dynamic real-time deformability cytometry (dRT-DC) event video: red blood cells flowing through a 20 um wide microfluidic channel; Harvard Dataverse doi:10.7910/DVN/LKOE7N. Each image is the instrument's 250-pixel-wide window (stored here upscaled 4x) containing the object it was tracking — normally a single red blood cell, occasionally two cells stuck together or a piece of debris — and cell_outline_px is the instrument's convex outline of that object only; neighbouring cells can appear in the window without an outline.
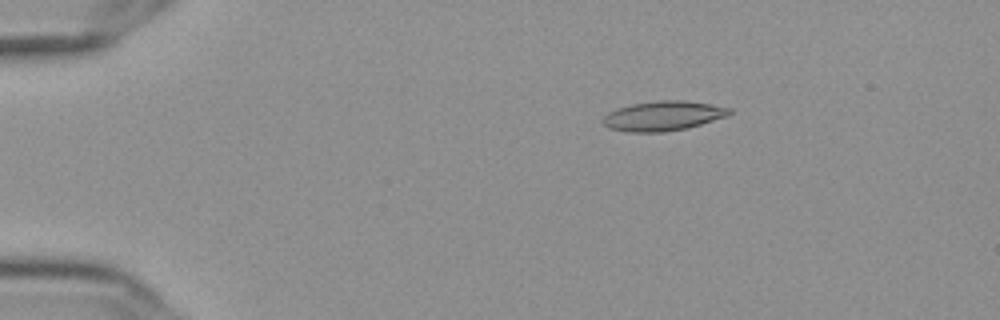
{"species": "Egyptian fruit bat (a non-hibernating species)", "species_latin": "Rousettus aegyptiacus", "temperature_condition": "cold", "stored_images_in_passage": 57, "camera_frame_rate_fps": 3000, "um_per_image_px": 0.085, "frame": {"image": 1, "passage_image": 11, "time_ms": 3.333, "image_size_px": [1000, 320], "cell_outline_px": [[732, 112], [728, 116], [688, 128], [664, 132], [628, 132], [608, 128], [600, 120], [608, 112], [616, 108], [632, 104], [660, 100], [680, 100], [712, 104], [732, 108]], "centroid_in_image_um": [56.36, 9.85], "position_along_channel_um": 28.6, "area_um2": 22.08}}
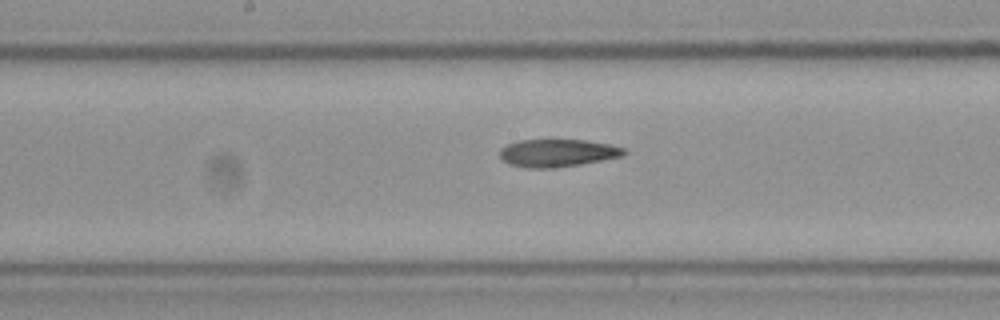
{"frame": {"image": 2, "passage_image": 31, "time_ms": 10.0, "image_size_px": [1000, 320], "cell_outline_px": [[628, 152], [624, 156], [580, 164], [552, 168], [524, 168], [508, 164], [500, 156], [500, 148], [516, 140], [584, 140], [608, 144], [624, 148]], "centroid_in_image_um": [47.37, 13.0], "position_along_channel_um": 200.8, "area_um2": 20.06}}
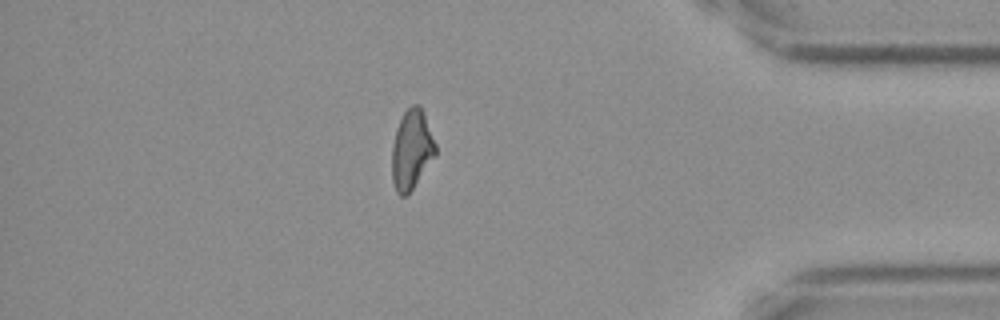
{"frame": {"image": 3, "passage_image": 50, "time_ms": 16.333, "image_size_px": [1000, 320], "cell_outline_px": [[436, 156], [408, 196], [400, 196], [396, 192], [392, 180], [392, 144], [396, 128], [404, 112], [412, 104], [420, 104], [424, 112], [436, 144]], "centroid_in_image_um": [34.99, 12.74], "position_along_channel_um": 400.2, "area_um2": 20.58}, "authors_computed_cell_mechanics": {"area_um2": 20.6346, "velocity_mm_per_s": 3.6366, "shape_relaxation_time_tau1_ms": null, "shape_relaxation_time_tau2_ms": 10.4336, "deformation_change_tau1": null, "deformation_change_tau2": 0.2271}}